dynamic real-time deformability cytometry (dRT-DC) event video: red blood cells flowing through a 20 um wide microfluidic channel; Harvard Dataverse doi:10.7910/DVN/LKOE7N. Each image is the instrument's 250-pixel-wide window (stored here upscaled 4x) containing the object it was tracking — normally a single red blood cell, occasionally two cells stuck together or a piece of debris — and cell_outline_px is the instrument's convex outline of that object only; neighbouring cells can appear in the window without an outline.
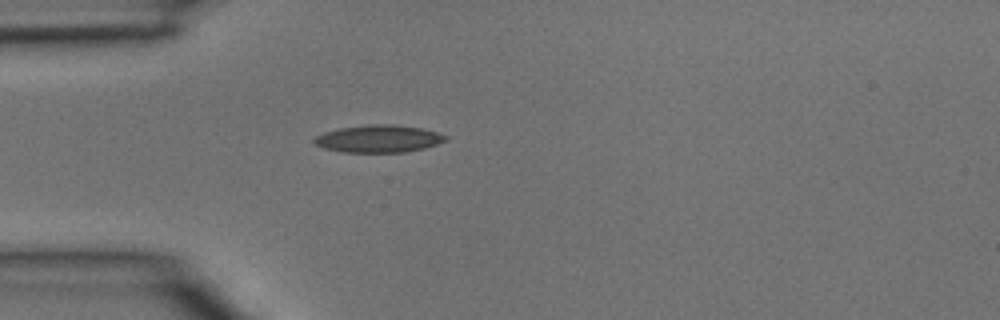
{"species": "common noctule bat (a hibernating species)", "species_latin": "Nyctalus noctula", "temperature_condition": "room temperature", "stored_images_in_passage": 3, "camera_frame_rate_fps": 3000, "um_per_image_px": 0.085, "animal": {"sex": "male", "body_mass_g": 15.6}, "frame": {"image": 1, "passage_image": 3, "time_ms": 0.667, "image_size_px": [1000, 320], "cell_outline_px": [[448, 140], [424, 148], [404, 152], [344, 152], [324, 148], [316, 144], [312, 140], [316, 136], [324, 132], [340, 128], [372, 124], [392, 124], [424, 128], [448, 136]], "centroid_in_image_um": [32.2, 11.79], "position_along_channel_um": 52.8, "area_um2": 20.92}}